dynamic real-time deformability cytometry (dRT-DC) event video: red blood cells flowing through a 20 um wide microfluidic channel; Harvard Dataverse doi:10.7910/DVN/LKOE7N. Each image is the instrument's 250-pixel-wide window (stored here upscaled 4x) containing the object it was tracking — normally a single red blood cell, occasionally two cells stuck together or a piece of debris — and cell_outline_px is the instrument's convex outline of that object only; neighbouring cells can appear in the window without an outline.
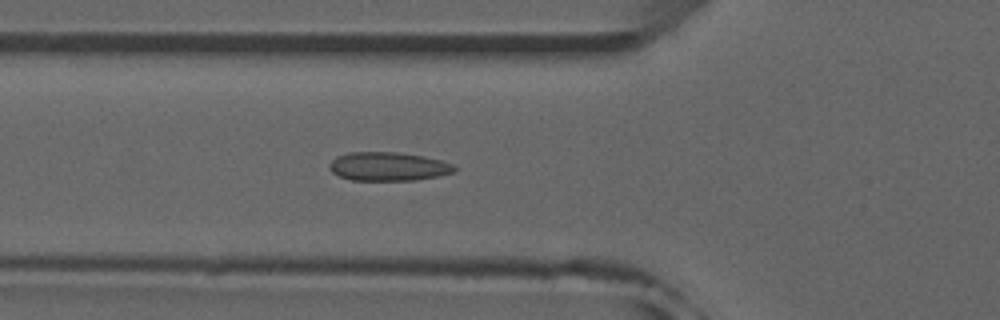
{"species": "common noctule bat (a hibernating species)", "species_latin": "Nyctalus noctula", "temperature_condition": "room temperature", "stored_images_in_passage": 36, "camera_frame_rate_fps": 3000, "um_per_image_px": 0.085, "animal": {"sex": "male", "forearm_length_mm": 52.5}, "frame": {"image": 1, "passage_image": 10, "time_ms": 3.0, "image_size_px": [1000, 320], "cell_outline_px": [[456, 168], [452, 172], [436, 176], [416, 180], [352, 180], [340, 176], [332, 172], [328, 168], [328, 164], [336, 156], [348, 152], [396, 152], [424, 156], [440, 160], [452, 164]], "centroid_in_image_um": [32.94, 14.14], "position_along_channel_um": 92.9, "area_um2": 20.81}}
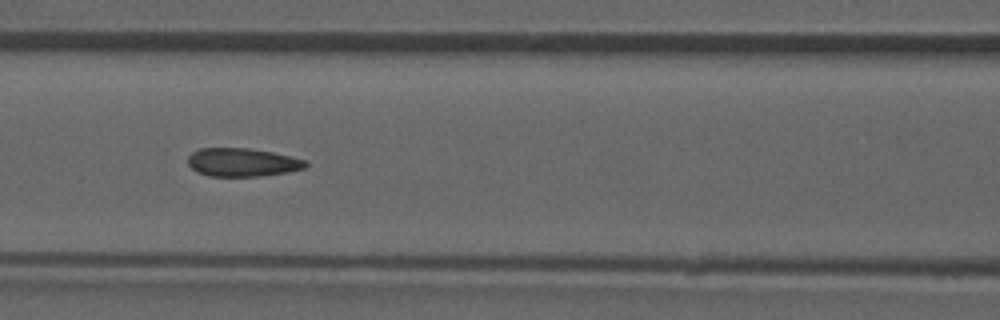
{"frame": {"image": 2, "passage_image": 14, "time_ms": 4.333, "image_size_px": [1000, 320], "cell_outline_px": [[308, 164], [304, 168], [288, 172], [260, 176], [208, 176], [196, 172], [188, 164], [188, 156], [192, 152], [200, 148], [248, 148], [272, 152], [304, 160]], "centroid_in_image_um": [20.55, 13.8], "position_along_channel_um": 146.0, "area_um2": 19.36}, "authors_computed_cell_mechanics": {"area_um2": 20.1144, "velocity_mm_per_s": 3.9444, "shape_relaxation_time_tau1_ms": null, "shape_relaxation_time_tau2_ms": 1.6234, "deformation_change_tau1": null, "deformation_change_tau2": 0.0675}}